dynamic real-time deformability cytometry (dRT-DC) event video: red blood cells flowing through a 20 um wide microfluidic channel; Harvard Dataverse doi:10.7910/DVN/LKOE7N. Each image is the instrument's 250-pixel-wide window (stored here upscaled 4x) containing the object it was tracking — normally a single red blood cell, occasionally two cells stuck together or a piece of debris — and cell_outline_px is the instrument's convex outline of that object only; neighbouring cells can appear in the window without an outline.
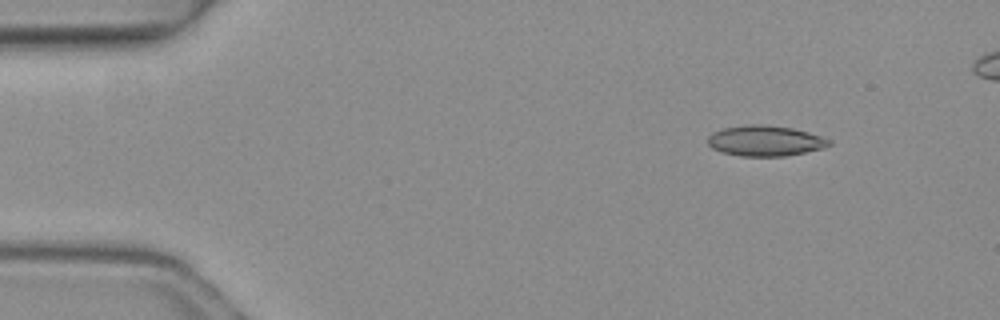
{"species": "common noctule bat (a hibernating species)", "species_latin": "Nyctalus noctula", "temperature_condition": "warm", "stored_images_in_passage": 5, "camera_frame_rate_fps": 3000, "um_per_image_px": 0.085, "animal": {"sex": "female", "body_mass_g": 19.3, "forearm_length_mm": 54.1}, "frame": {"image": 1, "passage_image": 5, "time_ms": 1.333, "image_size_px": [1000, 320], "cell_outline_px": [[832, 144], [824, 148], [784, 156], [740, 156], [720, 152], [712, 148], [708, 144], [708, 136], [712, 132], [720, 128], [748, 124], [760, 124], [792, 128], [808, 132], [832, 140]], "centroid_in_image_um": [65.01, 11.96], "position_along_channel_um": 20.0, "area_um2": 21.73}}